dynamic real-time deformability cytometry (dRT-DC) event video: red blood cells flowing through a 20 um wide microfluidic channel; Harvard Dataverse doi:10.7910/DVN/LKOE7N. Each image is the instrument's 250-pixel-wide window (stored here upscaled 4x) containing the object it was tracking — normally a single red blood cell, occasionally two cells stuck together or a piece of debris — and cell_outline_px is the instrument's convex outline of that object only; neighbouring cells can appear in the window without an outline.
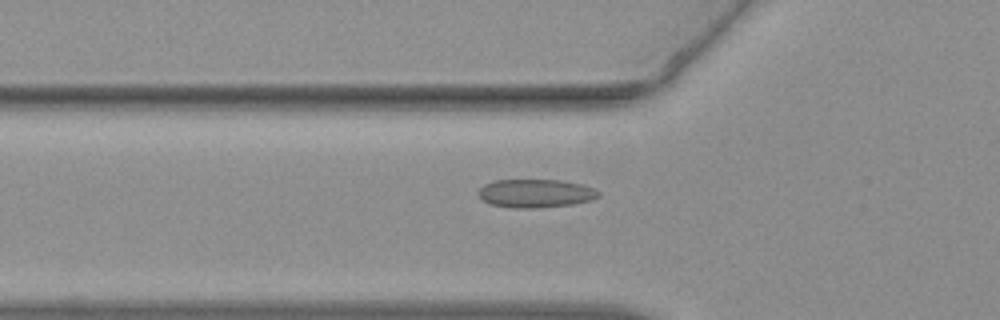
{"species": "common noctule bat (a hibernating species)", "species_latin": "Nyctalus noctula", "temperature_condition": "warm", "stored_images_in_passage": 46, "camera_frame_rate_fps": 3000, "um_per_image_px": 0.085, "animal": {"sex": "female", "body_mass_g": 19.3, "forearm_length_mm": 54.1}, "frame": {"image": 1, "passage_image": 14, "time_ms": 4.333, "image_size_px": [1000, 320], "cell_outline_px": [[600, 196], [592, 200], [572, 204], [532, 208], [512, 208], [488, 204], [476, 192], [484, 184], [496, 180], [560, 180], [584, 184], [596, 188], [600, 192]], "centroid_in_image_um": [45.55, 16.43], "position_along_channel_um": 80.3, "area_um2": 20.06}}
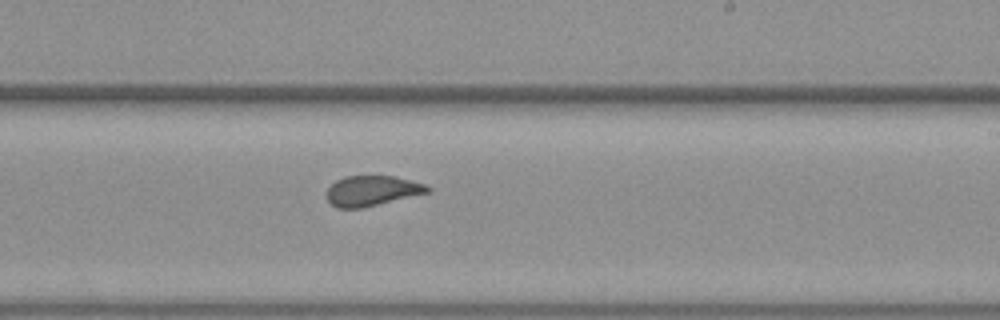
{"frame": {"image": 2, "passage_image": 28, "time_ms": 9.0, "image_size_px": [1000, 320], "cell_outline_px": [[432, 188], [428, 192], [360, 208], [336, 208], [328, 200], [328, 188], [336, 180], [344, 176], [396, 176], [428, 184]], "centroid_in_image_um": [31.64, 16.19], "position_along_channel_um": 257.4, "area_um2": 17.57}}
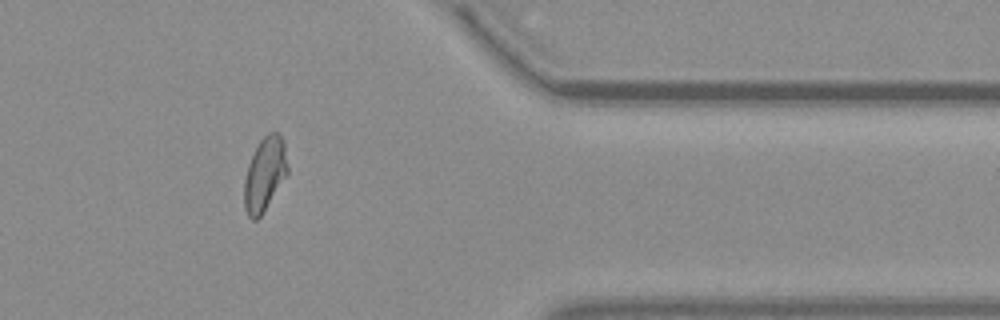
{"frame": {"image": 3, "passage_image": 40, "time_ms": 13.0, "image_size_px": [1000, 320], "cell_outline_px": [[288, 172], [260, 216], [256, 220], [252, 220], [248, 216], [244, 208], [244, 180], [248, 164], [260, 140], [268, 132], [276, 132], [284, 140], [288, 168]], "centroid_in_image_um": [22.49, 14.79], "position_along_channel_um": 388.9, "area_um2": 18.38}}